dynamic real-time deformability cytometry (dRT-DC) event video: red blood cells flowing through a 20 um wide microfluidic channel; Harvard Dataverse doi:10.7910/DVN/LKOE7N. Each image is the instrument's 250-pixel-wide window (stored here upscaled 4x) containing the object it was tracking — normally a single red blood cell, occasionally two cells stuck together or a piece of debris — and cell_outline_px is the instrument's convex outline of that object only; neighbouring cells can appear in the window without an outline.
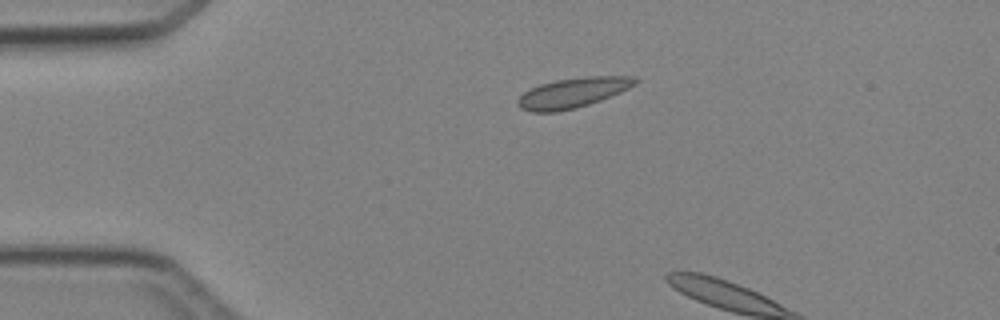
{"species": "Egyptian fruit bat (a non-hibernating species)", "species_latin": "Rousettus aegyptiacus", "temperature_condition": "cold", "stored_images_in_passage": 2, "camera_frame_rate_fps": 3000, "um_per_image_px": 0.085, "animal": {"sex": "female"}, "frame": {"image": 1, "passage_image": 1, "time_ms": 0.0, "image_size_px": [1000, 320], "cell_outline_px": [[640, 80], [636, 84], [620, 92], [600, 100], [576, 108], [556, 112], [532, 112], [520, 108], [516, 104], [516, 100], [524, 92], [540, 84], [556, 80], [584, 76], [636, 76]], "centroid_in_image_um": [48.69, 7.88], "position_along_channel_um": 36.3, "area_um2": 20.58}}